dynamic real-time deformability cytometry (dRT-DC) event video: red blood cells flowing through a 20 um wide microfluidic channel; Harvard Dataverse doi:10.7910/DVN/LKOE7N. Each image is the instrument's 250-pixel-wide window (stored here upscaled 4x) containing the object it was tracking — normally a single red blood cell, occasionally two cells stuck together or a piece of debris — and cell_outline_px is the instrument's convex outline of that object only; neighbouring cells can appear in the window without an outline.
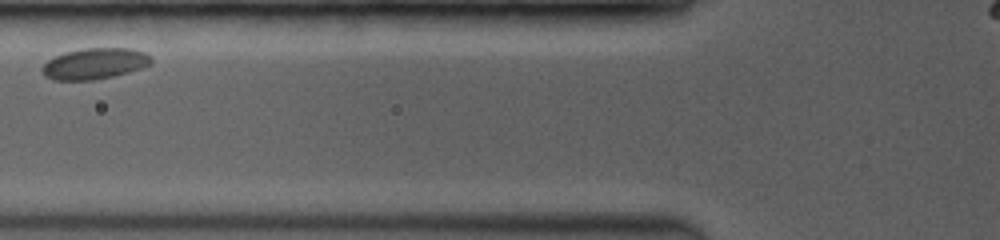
{"species": "common noctule bat (a hibernating species)", "species_latin": "Nyctalus noctula", "temperature_condition": "room temperature", "stored_images_in_passage": 9, "segment_of_instrument_passage": [1, 2], "camera_frame_rate_fps": 3500, "um_per_image_px": 0.085, "animal": {"sex": "female", "body_mass_g": 19.0, "forearm_length_mm": 53.3}, "frame": {"image": 1, "passage_image": 2, "time_ms": 1.143, "image_size_px": [1000, 240], "cell_outline_px": [[152, 60], [148, 64], [140, 68], [128, 72], [112, 76], [92, 80], [52, 80], [44, 76], [40, 68], [48, 60], [64, 52], [84, 48], [132, 48], [144, 52]], "centroid_in_image_um": [7.99, 5.41], "position_along_channel_um": 117.8, "area_um2": 19.59}}
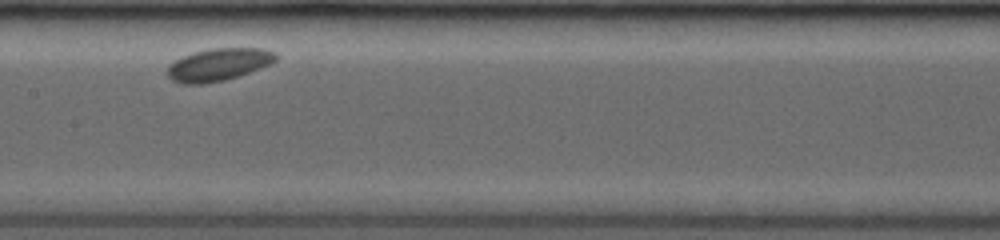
{"frame": {"image": 2, "passage_image": 4, "time_ms": 3.143, "image_size_px": [1000, 240], "cell_outline_px": [[276, 60], [260, 68], [224, 80], [204, 84], [180, 84], [172, 80], [168, 76], [168, 64], [184, 56], [196, 52], [212, 48], [264, 48], [276, 52]], "centroid_in_image_um": [18.56, 5.49], "position_along_channel_um": 188.8, "area_um2": 20.29}}
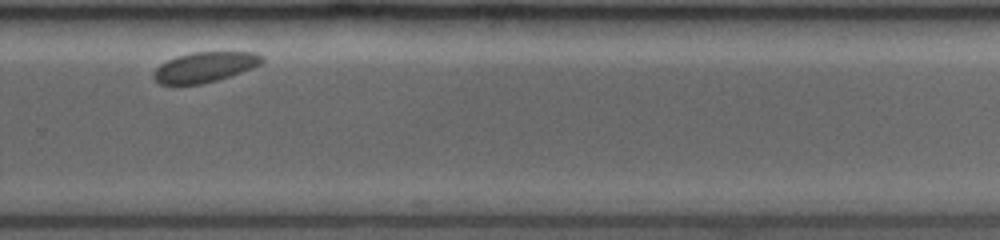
{"frame": {"image": 3, "passage_image": 7, "time_ms": 6.571, "image_size_px": [1000, 240], "cell_outline_px": [[264, 60], [260, 64], [252, 68], [216, 80], [200, 84], [160, 84], [152, 76], [156, 68], [160, 64], [176, 56], [192, 52], [256, 52], [264, 56]], "centroid_in_image_um": [17.41, 5.69], "position_along_channel_um": 312.4, "area_um2": 18.9}}